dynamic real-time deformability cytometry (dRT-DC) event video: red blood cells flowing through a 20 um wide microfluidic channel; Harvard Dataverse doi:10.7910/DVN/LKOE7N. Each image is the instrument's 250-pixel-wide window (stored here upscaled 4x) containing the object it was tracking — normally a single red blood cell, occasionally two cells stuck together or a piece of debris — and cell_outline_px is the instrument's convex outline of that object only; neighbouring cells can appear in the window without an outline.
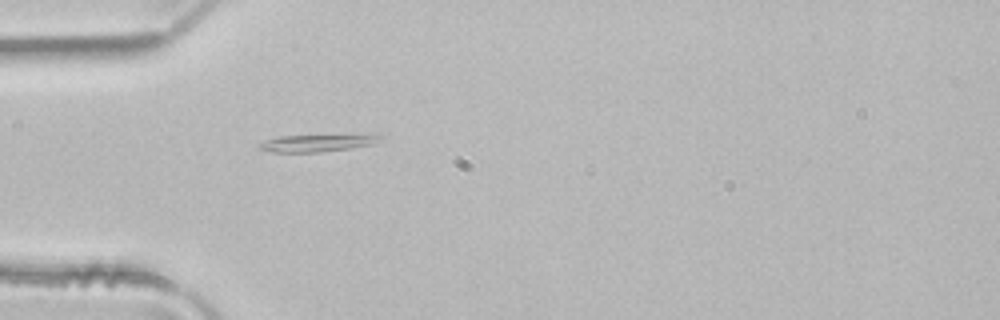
{"species": "common noctule bat (a hibernating species)", "species_latin": "Nyctalus noctula", "temperature_condition": "room temperature", "stored_images_in_passage": 1, "camera_frame_rate_fps": 3000, "um_per_image_px": 0.085, "animal": {"sex": "male", "body_mass_g": 21.5, "forearm_length_mm": 52.0}, "frame": {"image": 1, "passage_image": 1, "time_ms": 0.0, "image_size_px": [1000, 320], "cell_outline_px": [[384, 136], [372, 144], [348, 148], [320, 152], [276, 152], [260, 148], [260, 144], [268, 140], [280, 136], [372, 132]], "centroid_in_image_um": [27.17, 12.09], "position_along_channel_um": 57.8, "area_um2": 12.6}}